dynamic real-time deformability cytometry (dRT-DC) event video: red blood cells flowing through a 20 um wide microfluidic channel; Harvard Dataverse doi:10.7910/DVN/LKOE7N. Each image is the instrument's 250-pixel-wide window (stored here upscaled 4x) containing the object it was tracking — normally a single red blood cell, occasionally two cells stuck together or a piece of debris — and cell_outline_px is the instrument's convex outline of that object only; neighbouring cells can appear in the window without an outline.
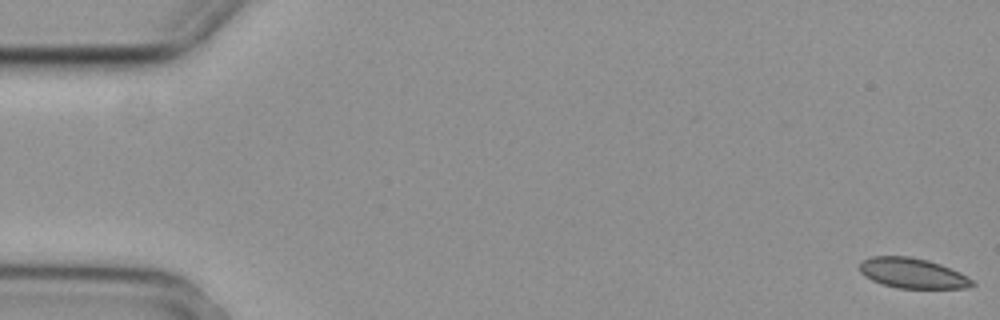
{"species": "common noctule bat (a hibernating species)", "species_latin": "Nyctalus noctula", "temperature_condition": "cold", "stored_images_in_passage": 6, "camera_frame_rate_fps": 3000, "um_per_image_px": 0.085, "animal": {"sex": "female", "body_mass_g": 29.2, "forearm_length_mm": 56.3}, "frame": {"image": 1, "passage_image": 1, "time_ms": 0.0, "image_size_px": [1000, 320], "cell_outline_px": [[976, 284], [968, 288], [896, 288], [880, 284], [864, 276], [860, 272], [860, 264], [864, 260], [872, 256], [908, 256], [928, 260], [952, 268], [960, 272], [972, 280]], "centroid_in_image_um": [77.57, 23.22], "position_along_channel_um": 7.4, "area_um2": 19.88}}